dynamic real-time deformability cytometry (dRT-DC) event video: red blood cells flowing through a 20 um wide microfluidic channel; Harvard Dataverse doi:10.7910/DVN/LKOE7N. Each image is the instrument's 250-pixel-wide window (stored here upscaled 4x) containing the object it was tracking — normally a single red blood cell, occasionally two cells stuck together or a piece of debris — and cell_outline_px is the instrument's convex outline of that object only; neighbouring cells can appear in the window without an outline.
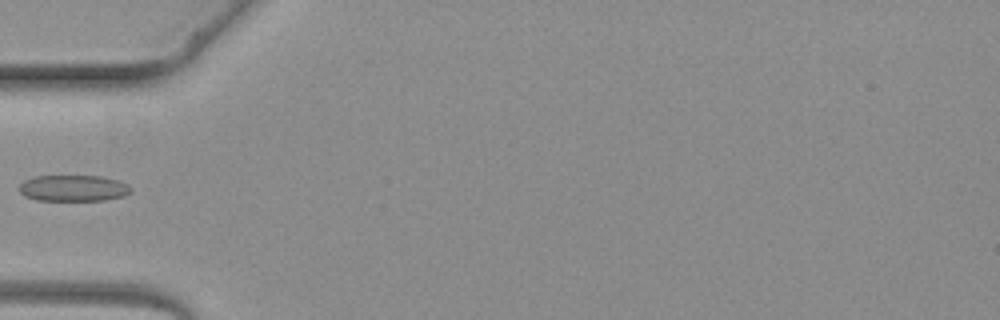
{"species": "common noctule bat (a hibernating species)", "species_latin": "Nyctalus noctula", "temperature_condition": "warm", "stored_images_in_passage": 5, "camera_frame_rate_fps": 3000, "um_per_image_px": 0.085, "animal": {"sex": "female", "body_mass_g": 19.3, "forearm_length_mm": 54.1}, "frame": {"image": 1, "passage_image": 5, "time_ms": 4.667, "image_size_px": [1000, 320], "cell_outline_px": [[132, 192], [124, 196], [104, 200], [36, 200], [24, 196], [20, 192], [20, 184], [24, 180], [36, 176], [100, 176], [116, 180], [128, 184], [132, 188]], "centroid_in_image_um": [6.25, 15.99], "position_along_channel_um": 78.8, "area_um2": 17.05}}